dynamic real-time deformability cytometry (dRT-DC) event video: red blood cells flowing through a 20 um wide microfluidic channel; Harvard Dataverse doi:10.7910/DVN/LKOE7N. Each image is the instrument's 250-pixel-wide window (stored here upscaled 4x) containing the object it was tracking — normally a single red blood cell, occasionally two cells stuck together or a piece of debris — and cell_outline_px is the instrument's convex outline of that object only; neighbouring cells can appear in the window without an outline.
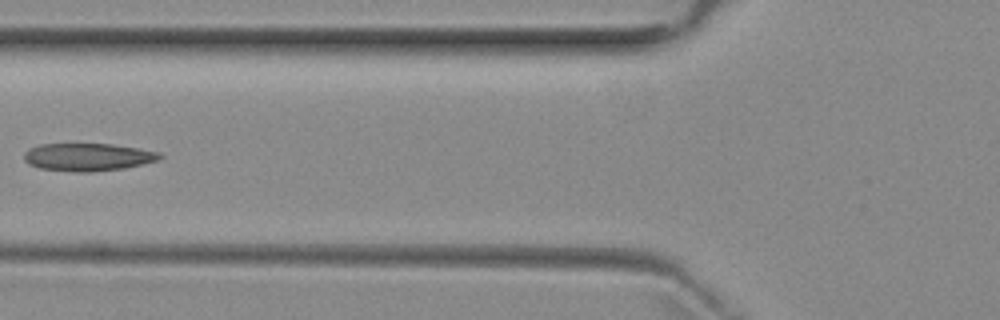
{"species": "common noctule bat (a hibernating species)", "species_latin": "Nyctalus noctula", "temperature_condition": "room temperature", "stored_images_in_passage": 6, "camera_frame_rate_fps": 3000, "um_per_image_px": 0.085, "animal": {"sex": "female", "body_mass_g": 29.2, "forearm_length_mm": 56.3}, "frame": {"image": 1, "passage_image": 5, "time_ms": 5.333, "image_size_px": [1000, 320], "cell_outline_px": [[164, 156], [156, 160], [144, 164], [124, 168], [92, 172], [76, 172], [40, 168], [28, 164], [24, 160], [24, 152], [28, 148], [40, 144], [112, 144], [140, 148], [160, 152]], "centroid_in_image_um": [7.47, 13.34], "position_along_channel_um": 118.3, "area_um2": 22.08}}
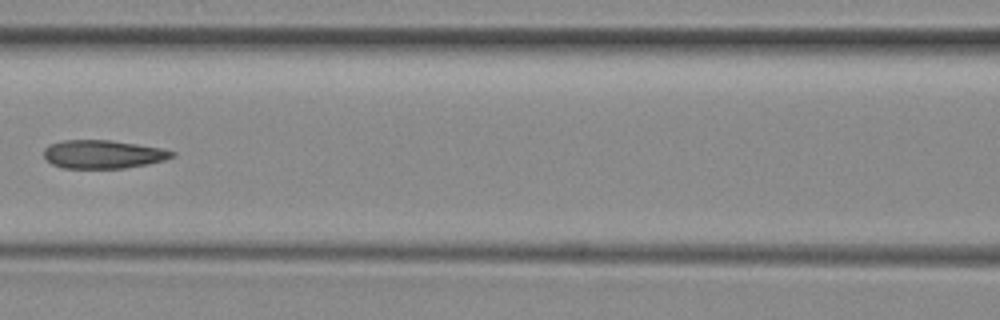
{"frame": {"image": 2, "passage_image": 6, "time_ms": 6.333, "image_size_px": [1000, 320], "cell_outline_px": [[176, 156], [164, 160], [148, 164], [124, 168], [64, 168], [52, 164], [44, 156], [44, 148], [48, 144], [64, 140], [112, 140], [160, 148], [176, 152]], "centroid_in_image_um": [8.76, 13.11], "position_along_channel_um": 157.8, "area_um2": 21.21}}